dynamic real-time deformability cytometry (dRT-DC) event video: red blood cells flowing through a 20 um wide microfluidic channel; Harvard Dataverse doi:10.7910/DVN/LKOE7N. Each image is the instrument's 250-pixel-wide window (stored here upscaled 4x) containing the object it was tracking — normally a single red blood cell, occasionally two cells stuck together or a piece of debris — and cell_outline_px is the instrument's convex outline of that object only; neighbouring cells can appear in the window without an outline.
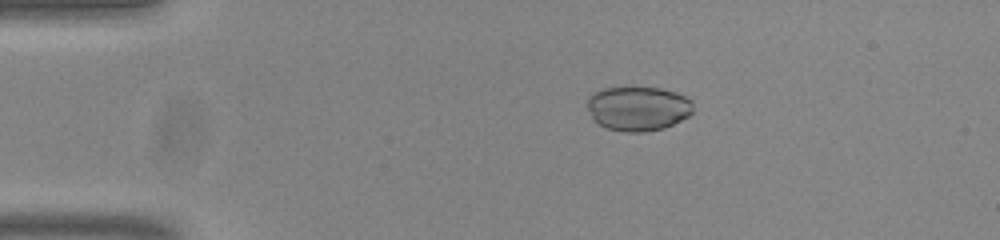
{"species": "common noctule bat (a hibernating species)", "species_latin": "Nyctalus noctula", "temperature_condition": "room temperature", "stored_images_in_passage": 45, "camera_frame_rate_fps": 3000, "um_per_image_px": 0.085, "animal": {"sex": "male", "body_mass_g": 20.0, "forearm_length_mm": 53.3}, "frame": {"image": 1, "passage_image": 2, "time_ms": 0.333, "image_size_px": [1000, 240], "cell_outline_px": [[692, 112], [688, 116], [664, 128], [644, 132], [624, 132], [608, 128], [600, 124], [592, 116], [588, 108], [588, 96], [592, 92], [604, 88], [624, 84], [660, 88], [676, 92], [692, 100]], "centroid_in_image_um": [54.22, 9.16], "position_along_channel_um": 30.8, "area_um2": 27.98}}
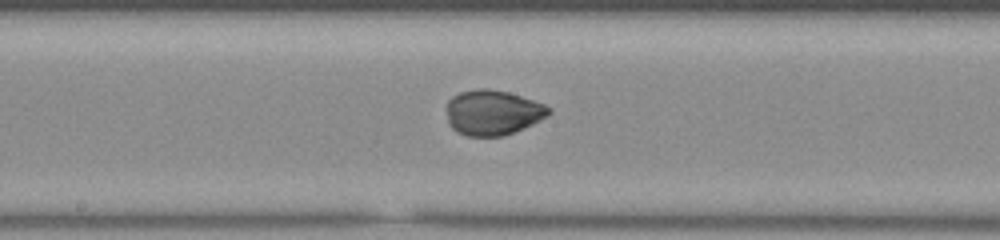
{"frame": {"image": 2, "passage_image": 20, "time_ms": 6.333, "image_size_px": [1000, 240], "cell_outline_px": [[552, 112], [548, 116], [524, 128], [504, 136], [468, 136], [456, 132], [448, 124], [448, 100], [452, 96], [460, 92], [476, 88], [488, 88], [508, 92], [544, 104], [552, 108]], "centroid_in_image_um": [41.89, 9.56], "position_along_channel_um": 206.3, "area_um2": 26.99}}
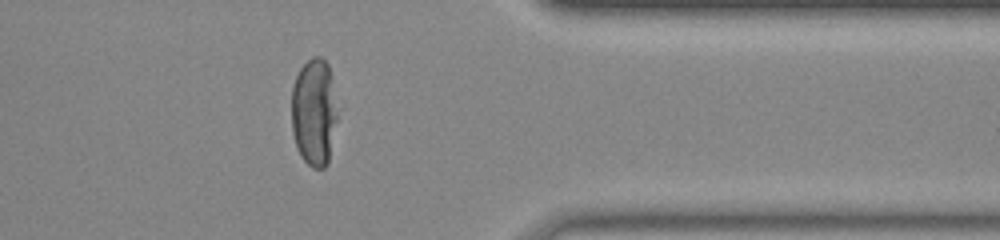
{"frame": {"image": 3, "passage_image": 35, "time_ms": 11.333, "image_size_px": [1000, 240], "cell_outline_px": [[340, 108], [328, 164], [324, 168], [312, 168], [300, 156], [292, 132], [292, 88], [296, 76], [300, 68], [312, 56], [320, 56], [328, 64]], "centroid_in_image_um": [26.74, 9.53], "position_along_channel_um": 384.7, "area_um2": 29.54}}